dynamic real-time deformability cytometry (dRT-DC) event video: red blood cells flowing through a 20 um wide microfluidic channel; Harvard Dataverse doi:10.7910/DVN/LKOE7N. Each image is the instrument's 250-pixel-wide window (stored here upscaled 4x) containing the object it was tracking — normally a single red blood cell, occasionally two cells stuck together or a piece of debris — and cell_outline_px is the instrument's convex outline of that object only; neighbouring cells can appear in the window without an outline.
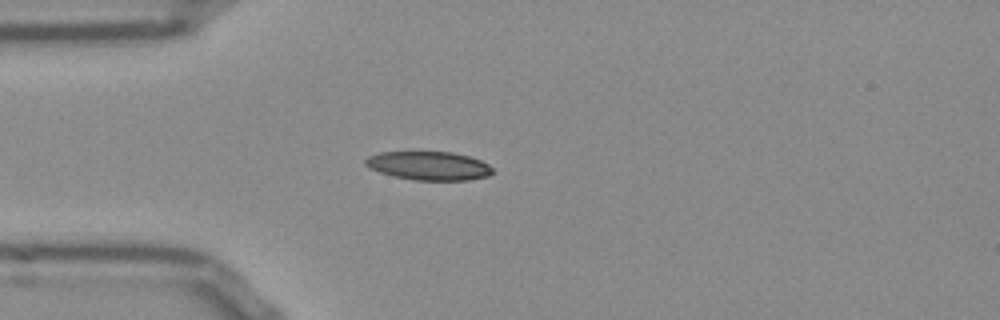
{"species": "Egyptian fruit bat (a non-hibernating species)", "species_latin": "Rousettus aegyptiacus", "temperature_condition": "room temperature", "stored_images_in_passage": 40, "camera_frame_rate_fps": 3000, "um_per_image_px": 0.085, "frame": {"image": 1, "passage_image": 1, "time_ms": 0.0, "image_size_px": [1000, 320], "cell_outline_px": [[492, 172], [488, 176], [468, 180], [416, 180], [392, 176], [368, 168], [364, 164], [364, 160], [368, 156], [380, 152], [452, 152], [468, 156], [480, 160], [488, 164], [492, 168]], "centroid_in_image_um": [36.41, 14.09], "position_along_channel_um": 48.6, "area_um2": 21.21}}
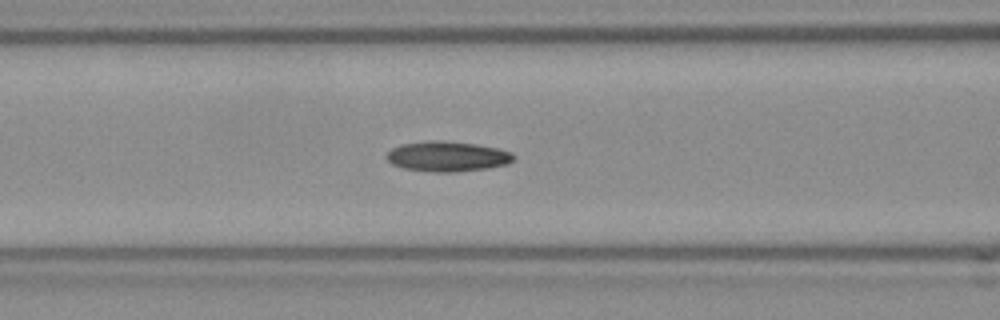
{"frame": {"image": 2, "passage_image": 8, "time_ms": 2.333, "image_size_px": [1000, 320], "cell_outline_px": [[512, 160], [508, 164], [488, 168], [456, 172], [432, 172], [404, 168], [392, 164], [384, 156], [392, 148], [400, 144], [428, 140], [440, 140], [476, 144], [496, 148], [512, 152]], "centroid_in_image_um": [37.98, 13.29], "position_along_channel_um": 128.6, "area_um2": 22.37}}
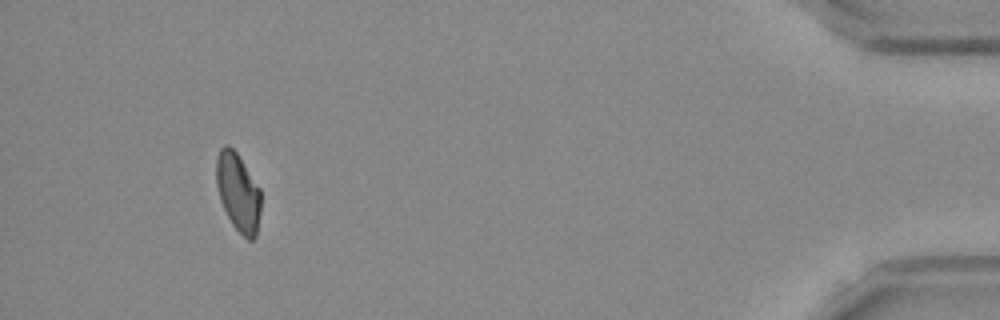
{"frame": {"image": 3, "passage_image": 36, "time_ms": 11.667, "image_size_px": [1000, 320], "cell_outline_px": [[260, 212], [256, 236], [252, 240], [248, 240], [232, 224], [220, 200], [216, 184], [216, 160], [220, 148], [224, 144], [228, 144], [236, 152], [260, 188]], "centroid_in_image_um": [20.23, 16.32], "position_along_channel_um": 415.0, "area_um2": 20.17}, "authors_computed_cell_mechanics": {"area_um2": 20.8947, "velocity_mm_per_s": 3.8443, "shape_relaxation_time_tau1_ms": null, "shape_relaxation_time_tau2_ms": 5.642, "deformation_change_tau1": null, "deformation_change_tau2": 0.1182}}